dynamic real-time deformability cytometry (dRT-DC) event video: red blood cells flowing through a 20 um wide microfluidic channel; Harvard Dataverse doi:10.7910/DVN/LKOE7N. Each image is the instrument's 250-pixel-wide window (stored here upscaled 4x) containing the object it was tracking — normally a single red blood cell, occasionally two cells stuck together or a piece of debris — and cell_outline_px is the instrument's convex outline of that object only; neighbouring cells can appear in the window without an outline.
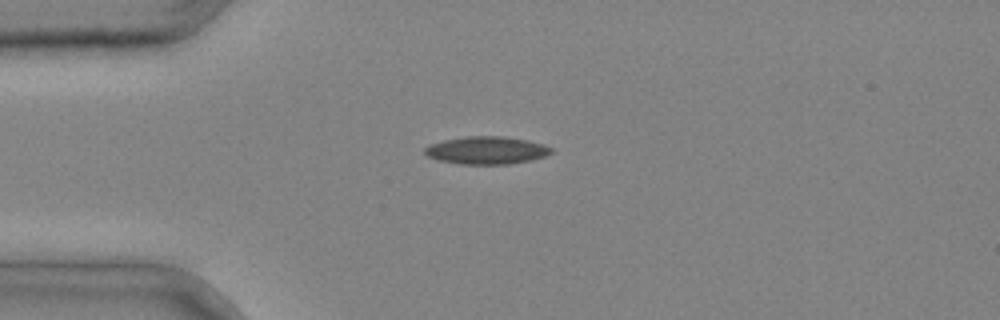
{"species": "common noctule bat (a hibernating species)", "species_latin": "Nyctalus noctula", "temperature_condition": "cold", "stored_images_in_passage": 2, "camera_frame_rate_fps": 3000, "um_per_image_px": 0.085, "animal": {"sex": "male", "body_mass_g": 20.4}, "frame": {"image": 1, "passage_image": 1, "time_ms": 0.0, "image_size_px": [1000, 320], "cell_outline_px": [[552, 152], [544, 156], [532, 160], [508, 164], [460, 164], [440, 160], [428, 156], [424, 152], [424, 148], [432, 144], [444, 140], [468, 136], [504, 136], [528, 140], [544, 144], [552, 148]], "centroid_in_image_um": [41.39, 12.77], "position_along_channel_um": 43.6, "area_um2": 20.29}}
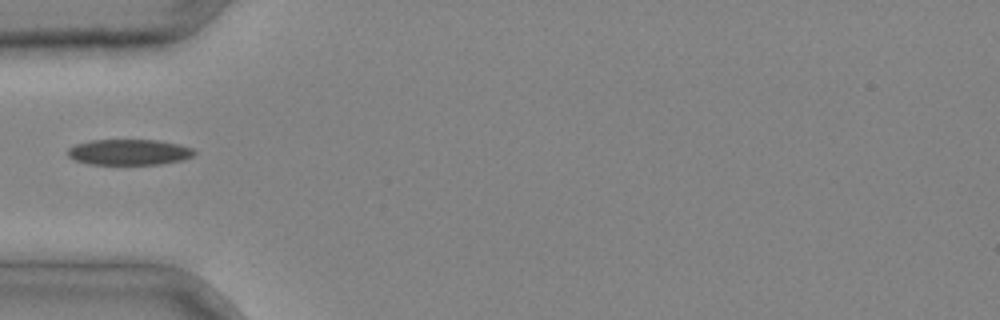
{"frame": {"image": 2, "passage_image": 2, "time_ms": 0.333, "image_size_px": [1000, 320], "cell_outline_px": [[196, 152], [192, 156], [184, 160], [160, 164], [88, 164], [76, 160], [68, 156], [68, 148], [76, 144], [92, 140], [160, 140], [180, 144], [192, 148]], "centroid_in_image_um": [11.0, 12.93], "position_along_channel_um": 74.0, "area_um2": 19.02}}